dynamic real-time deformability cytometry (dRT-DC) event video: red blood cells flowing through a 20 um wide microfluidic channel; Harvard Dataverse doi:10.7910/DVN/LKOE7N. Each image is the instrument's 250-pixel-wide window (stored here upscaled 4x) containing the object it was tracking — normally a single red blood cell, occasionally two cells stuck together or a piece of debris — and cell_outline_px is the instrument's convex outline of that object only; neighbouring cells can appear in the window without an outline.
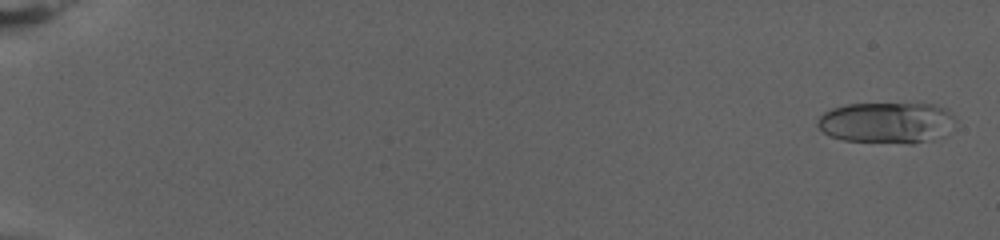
{"species": "human", "species_latin": "Homo sapiens", "temperature_condition": "warm", "stored_images_in_passage": 77, "camera_frame_rate_fps": 3000, "um_per_image_px": 0.085, "donor": {"sex": "female"}, "frame": {"image": 1, "passage_image": 3, "time_ms": 0.667, "image_size_px": [1000, 240], "cell_outline_px": [[956, 120], [932, 136], [924, 140], [912, 144], [908, 144], [844, 140], [828, 136], [816, 124], [816, 120], [824, 112], [832, 108], [848, 104], [936, 104], [948, 108]], "centroid_in_image_um": [75.24, 10.4], "position_along_channel_um": 9.8, "area_um2": 32.31}}
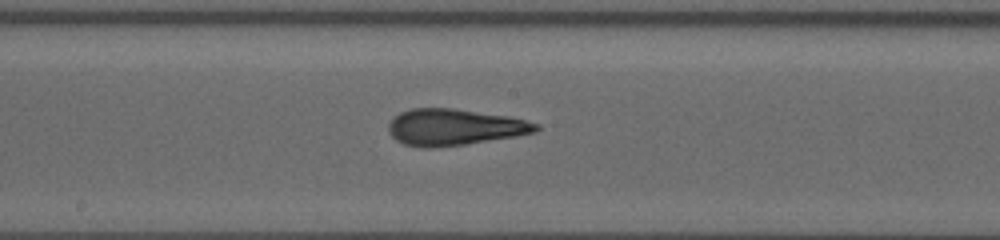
{"frame": {"image": 2, "passage_image": 45, "time_ms": 14.667, "image_size_px": [1000, 240], "cell_outline_px": [[540, 128], [536, 132], [516, 136], [464, 144], [428, 148], [404, 144], [396, 140], [388, 132], [388, 124], [400, 112], [412, 108], [452, 108], [508, 116], [540, 124]], "centroid_in_image_um": [38.62, 10.8], "position_along_channel_um": 209.6, "area_um2": 31.04}}
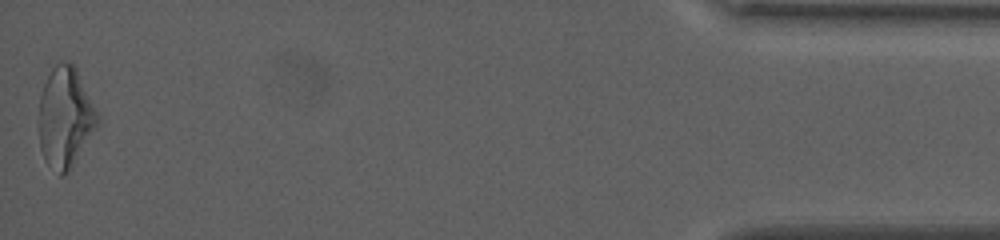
{"frame": {"image": 3, "passage_image": 77, "time_ms": 25.333, "image_size_px": [1000, 240], "cell_outline_px": [[100, 120], [68, 168], [60, 176], [44, 160], [40, 148], [40, 96], [44, 84], [52, 68], [56, 64], [68, 60], [76, 68]], "centroid_in_image_um": [5.51, 9.92], "position_along_channel_um": 429.7, "area_um2": 32.83}, "authors_computed_cell_mechanics": {"area_um2": 30.5184, "velocity_mm_per_s": 2.8077, "shape_relaxation_time_tau1_ms": 6.7742, "shape_relaxation_time_tau2_ms": 2.2891, "deformation_change_tau1": 0.238, "deformation_change_tau2": 0.1225}}